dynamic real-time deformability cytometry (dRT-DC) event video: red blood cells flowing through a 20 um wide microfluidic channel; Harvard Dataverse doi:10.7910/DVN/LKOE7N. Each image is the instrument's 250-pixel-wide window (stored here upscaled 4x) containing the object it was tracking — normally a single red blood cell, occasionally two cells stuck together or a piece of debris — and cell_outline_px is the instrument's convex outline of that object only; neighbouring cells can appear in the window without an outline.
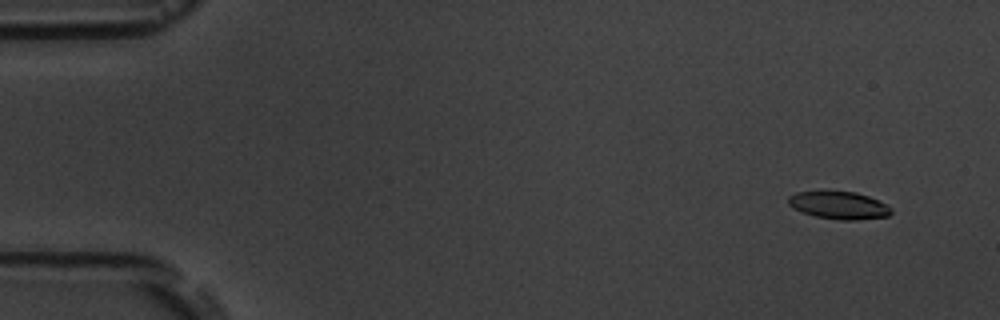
{"species": "common noctule bat (a hibernating species)", "species_latin": "Nyctalus noctula", "temperature_condition": "room temperature", "stored_images_in_passage": 5, "camera_frame_rate_fps": 3000, "um_per_image_px": 0.085, "animal": {"sex": "male", "body_mass_g": 19.5, "forearm_length_mm": 54.6}, "frame": {"image": 1, "passage_image": 2, "time_ms": 1.0, "image_size_px": [1000, 320], "cell_outline_px": [[892, 212], [888, 216], [856, 220], [840, 220], [816, 216], [792, 208], [788, 204], [788, 196], [796, 192], [828, 188], [856, 192], [868, 196], [888, 204], [892, 208]], "centroid_in_image_um": [71.28, 17.39], "position_along_channel_um": 13.7, "area_um2": 17.28}}